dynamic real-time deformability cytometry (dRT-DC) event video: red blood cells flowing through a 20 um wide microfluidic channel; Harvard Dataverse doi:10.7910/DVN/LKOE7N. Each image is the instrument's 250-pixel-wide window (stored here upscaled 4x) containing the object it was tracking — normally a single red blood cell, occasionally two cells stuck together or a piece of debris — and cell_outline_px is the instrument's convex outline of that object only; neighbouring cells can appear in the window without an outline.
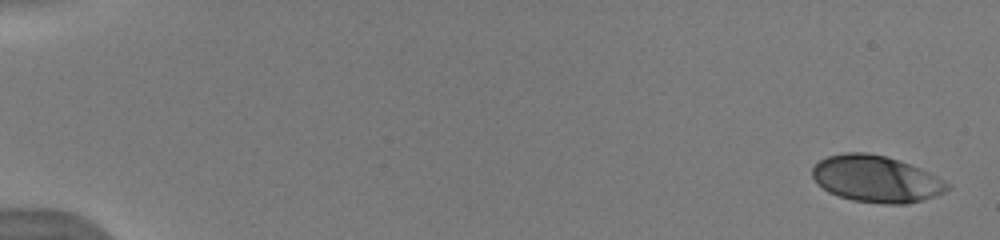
{"species": "human", "species_latin": "Homo sapiens", "temperature_condition": "warm", "stored_images_in_passage": 39, "camera_frame_rate_fps": 3000, "um_per_image_px": 0.085, "donor": {"sex": "male"}, "frame": {"image": 1, "passage_image": 1, "time_ms": 0.0, "image_size_px": [1000, 240], "cell_outline_px": [[948, 188], [944, 192], [936, 196], [904, 204], [880, 204], [852, 200], [828, 192], [816, 184], [812, 176], [812, 168], [820, 160], [828, 156], [844, 152], [868, 152], [900, 160], [920, 168], [936, 176], [948, 184]], "centroid_in_image_um": [74.43, 15.21], "position_along_channel_um": 10.6, "area_um2": 36.65}}
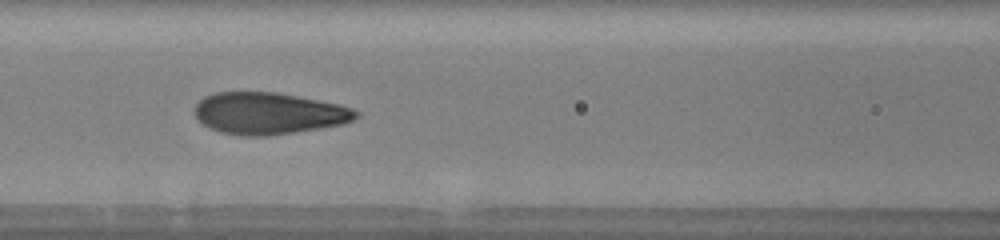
{"frame": {"image": 2, "passage_image": 17, "time_ms": 5.333, "image_size_px": [1000, 240], "cell_outline_px": [[360, 116], [344, 124], [296, 132], [268, 136], [244, 136], [220, 132], [208, 128], [196, 116], [196, 104], [204, 96], [216, 92], [276, 92], [340, 104], [352, 108], [360, 112]], "centroid_in_image_um": [22.87, 9.64], "position_along_channel_um": 143.7, "area_um2": 39.36}}
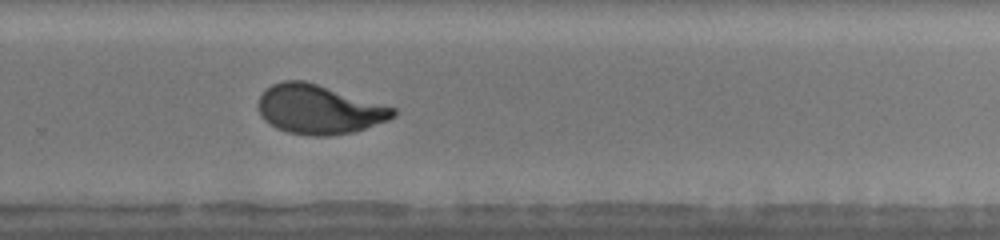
{"frame": {"image": 3, "passage_image": 28, "time_ms": 9.0, "image_size_px": [1000, 240], "cell_outline_px": [[396, 116], [388, 120], [352, 132], [332, 136], [308, 136], [288, 132], [276, 128], [264, 120], [260, 116], [260, 96], [272, 84], [284, 80], [304, 80], [396, 108]], "centroid_in_image_um": [27.12, 9.31], "position_along_channel_um": 302.7, "area_um2": 38.38}, "authors_computed_cell_mechanics": {"area_um2": 38.6682, "velocity_mm_per_s": 3.9908, "shape_relaxation_time_tau1_ms": 2.8337, "shape_relaxation_time_tau2_ms": null, "deformation_change_tau1": 0.1858, "deformation_change_tau2": null}}